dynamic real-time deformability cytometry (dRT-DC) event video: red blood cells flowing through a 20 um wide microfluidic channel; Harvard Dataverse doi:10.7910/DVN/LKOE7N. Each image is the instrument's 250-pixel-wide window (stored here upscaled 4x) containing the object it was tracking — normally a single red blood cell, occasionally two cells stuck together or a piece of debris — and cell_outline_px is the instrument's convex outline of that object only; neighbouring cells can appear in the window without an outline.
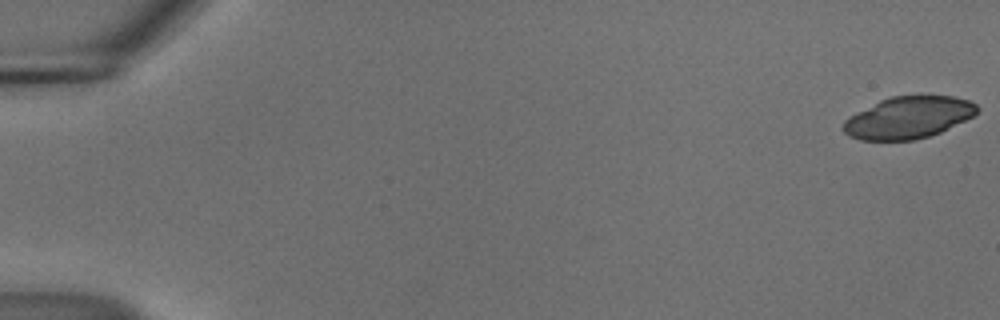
{"species": "common noctule bat (a hibernating species)", "species_latin": "Nyctalus noctula", "temperature_condition": "cold", "stored_images_in_passage": 55, "segment_of_instrument_passage": [1, 2], "camera_frame_rate_fps": 3000, "um_per_image_px": 0.085, "animal": {"sex": "male", "body_mass_g": 18.8}, "frame": {"image": 1, "passage_image": 1, "time_ms": 0.0, "image_size_px": [1000, 320], "cell_outline_px": [[976, 112], [972, 116], [964, 120], [928, 136], [912, 140], [864, 140], [852, 136], [844, 128], [844, 124], [852, 116], [884, 100], [896, 96], [948, 96], [964, 100], [976, 104]], "centroid_in_image_um": [77.25, 10.0], "position_along_channel_um": 7.8, "area_um2": 30.87}}
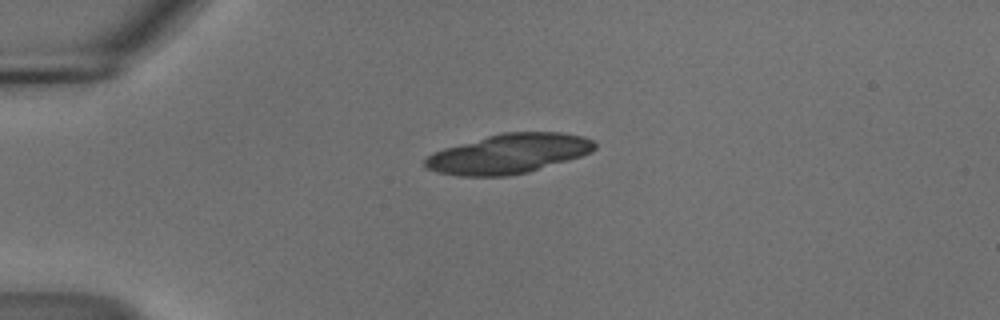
{"frame": {"image": 2, "passage_image": 14, "time_ms": 4.333, "image_size_px": [1000, 320], "cell_outline_px": [[596, 144], [588, 152], [576, 156], [524, 172], [500, 176], [468, 176], [440, 172], [428, 168], [424, 164], [424, 160], [428, 156], [436, 152], [448, 148], [492, 136], [508, 132], [552, 132], [576, 136], [588, 140]], "centroid_in_image_um": [43.16, 13.07], "position_along_channel_um": 41.8, "area_um2": 36.65}}